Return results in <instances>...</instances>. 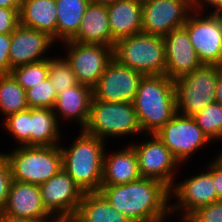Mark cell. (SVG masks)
I'll use <instances>...</instances> for the list:
<instances>
[{
	"instance_id": "cell-1",
	"label": "cell",
	"mask_w": 222,
	"mask_h": 222,
	"mask_svg": "<svg viewBox=\"0 0 222 222\" xmlns=\"http://www.w3.org/2000/svg\"><path fill=\"white\" fill-rule=\"evenodd\" d=\"M99 192L132 222H156L172 216L170 188L152 178L140 177L123 185H101Z\"/></svg>"
},
{
	"instance_id": "cell-2",
	"label": "cell",
	"mask_w": 222,
	"mask_h": 222,
	"mask_svg": "<svg viewBox=\"0 0 222 222\" xmlns=\"http://www.w3.org/2000/svg\"><path fill=\"white\" fill-rule=\"evenodd\" d=\"M143 134H155L177 113L175 82L166 75H147L133 101Z\"/></svg>"
},
{
	"instance_id": "cell-3",
	"label": "cell",
	"mask_w": 222,
	"mask_h": 222,
	"mask_svg": "<svg viewBox=\"0 0 222 222\" xmlns=\"http://www.w3.org/2000/svg\"><path fill=\"white\" fill-rule=\"evenodd\" d=\"M73 141L68 148L60 145L63 169L84 193L99 192L106 142L83 130Z\"/></svg>"
},
{
	"instance_id": "cell-4",
	"label": "cell",
	"mask_w": 222,
	"mask_h": 222,
	"mask_svg": "<svg viewBox=\"0 0 222 222\" xmlns=\"http://www.w3.org/2000/svg\"><path fill=\"white\" fill-rule=\"evenodd\" d=\"M3 154L15 181L41 185L63 169L60 145H17L11 152Z\"/></svg>"
},
{
	"instance_id": "cell-5",
	"label": "cell",
	"mask_w": 222,
	"mask_h": 222,
	"mask_svg": "<svg viewBox=\"0 0 222 222\" xmlns=\"http://www.w3.org/2000/svg\"><path fill=\"white\" fill-rule=\"evenodd\" d=\"M113 58L144 76L165 75L163 36L139 33L115 42Z\"/></svg>"
},
{
	"instance_id": "cell-6",
	"label": "cell",
	"mask_w": 222,
	"mask_h": 222,
	"mask_svg": "<svg viewBox=\"0 0 222 222\" xmlns=\"http://www.w3.org/2000/svg\"><path fill=\"white\" fill-rule=\"evenodd\" d=\"M83 131L105 141L142 133L132 102H105L92 99L89 119Z\"/></svg>"
},
{
	"instance_id": "cell-7",
	"label": "cell",
	"mask_w": 222,
	"mask_h": 222,
	"mask_svg": "<svg viewBox=\"0 0 222 222\" xmlns=\"http://www.w3.org/2000/svg\"><path fill=\"white\" fill-rule=\"evenodd\" d=\"M222 66L202 64L178 77L175 82L177 113L193 117L215 102L216 86Z\"/></svg>"
},
{
	"instance_id": "cell-8",
	"label": "cell",
	"mask_w": 222,
	"mask_h": 222,
	"mask_svg": "<svg viewBox=\"0 0 222 222\" xmlns=\"http://www.w3.org/2000/svg\"><path fill=\"white\" fill-rule=\"evenodd\" d=\"M203 15L193 11L184 27L199 61L205 65L222 66V14Z\"/></svg>"
},
{
	"instance_id": "cell-9",
	"label": "cell",
	"mask_w": 222,
	"mask_h": 222,
	"mask_svg": "<svg viewBox=\"0 0 222 222\" xmlns=\"http://www.w3.org/2000/svg\"><path fill=\"white\" fill-rule=\"evenodd\" d=\"M155 135L171 151L180 163H187L190 157L206 144L212 143L190 116L176 113Z\"/></svg>"
},
{
	"instance_id": "cell-10",
	"label": "cell",
	"mask_w": 222,
	"mask_h": 222,
	"mask_svg": "<svg viewBox=\"0 0 222 222\" xmlns=\"http://www.w3.org/2000/svg\"><path fill=\"white\" fill-rule=\"evenodd\" d=\"M143 135L142 142L130 143L137 154L141 177L161 181L171 189L180 163L155 134Z\"/></svg>"
},
{
	"instance_id": "cell-11",
	"label": "cell",
	"mask_w": 222,
	"mask_h": 222,
	"mask_svg": "<svg viewBox=\"0 0 222 222\" xmlns=\"http://www.w3.org/2000/svg\"><path fill=\"white\" fill-rule=\"evenodd\" d=\"M67 47L64 56L78 83L94 88L109 62L113 47L104 44H83L71 40L62 42Z\"/></svg>"
},
{
	"instance_id": "cell-12",
	"label": "cell",
	"mask_w": 222,
	"mask_h": 222,
	"mask_svg": "<svg viewBox=\"0 0 222 222\" xmlns=\"http://www.w3.org/2000/svg\"><path fill=\"white\" fill-rule=\"evenodd\" d=\"M209 162L210 164H207L209 170L206 169V172L174 183L170 195L171 198L175 196L178 201L171 204V215L181 213L180 217H189L200 207L219 200L213 185V160Z\"/></svg>"
},
{
	"instance_id": "cell-13",
	"label": "cell",
	"mask_w": 222,
	"mask_h": 222,
	"mask_svg": "<svg viewBox=\"0 0 222 222\" xmlns=\"http://www.w3.org/2000/svg\"><path fill=\"white\" fill-rule=\"evenodd\" d=\"M40 192L43 206L58 222H69L75 216L84 195L64 169L41 184Z\"/></svg>"
},
{
	"instance_id": "cell-14",
	"label": "cell",
	"mask_w": 222,
	"mask_h": 222,
	"mask_svg": "<svg viewBox=\"0 0 222 222\" xmlns=\"http://www.w3.org/2000/svg\"><path fill=\"white\" fill-rule=\"evenodd\" d=\"M192 12L191 0H143L142 32L165 36L184 26Z\"/></svg>"
},
{
	"instance_id": "cell-15",
	"label": "cell",
	"mask_w": 222,
	"mask_h": 222,
	"mask_svg": "<svg viewBox=\"0 0 222 222\" xmlns=\"http://www.w3.org/2000/svg\"><path fill=\"white\" fill-rule=\"evenodd\" d=\"M143 76L113 58L93 88V99L133 103Z\"/></svg>"
},
{
	"instance_id": "cell-16",
	"label": "cell",
	"mask_w": 222,
	"mask_h": 222,
	"mask_svg": "<svg viewBox=\"0 0 222 222\" xmlns=\"http://www.w3.org/2000/svg\"><path fill=\"white\" fill-rule=\"evenodd\" d=\"M54 43L56 42L48 33L19 24L11 33L9 51L11 69L48 59L49 57L44 55Z\"/></svg>"
},
{
	"instance_id": "cell-17",
	"label": "cell",
	"mask_w": 222,
	"mask_h": 222,
	"mask_svg": "<svg viewBox=\"0 0 222 222\" xmlns=\"http://www.w3.org/2000/svg\"><path fill=\"white\" fill-rule=\"evenodd\" d=\"M163 40L166 60L165 75L170 79L176 80L202 65L184 26L173 29L163 36Z\"/></svg>"
},
{
	"instance_id": "cell-18",
	"label": "cell",
	"mask_w": 222,
	"mask_h": 222,
	"mask_svg": "<svg viewBox=\"0 0 222 222\" xmlns=\"http://www.w3.org/2000/svg\"><path fill=\"white\" fill-rule=\"evenodd\" d=\"M2 212L40 222H58L43 206L40 185L15 180L11 184Z\"/></svg>"
},
{
	"instance_id": "cell-19",
	"label": "cell",
	"mask_w": 222,
	"mask_h": 222,
	"mask_svg": "<svg viewBox=\"0 0 222 222\" xmlns=\"http://www.w3.org/2000/svg\"><path fill=\"white\" fill-rule=\"evenodd\" d=\"M92 99L93 89L78 83L57 94L53 111L58 121L62 118L70 122L74 120L83 130L89 119Z\"/></svg>"
},
{
	"instance_id": "cell-20",
	"label": "cell",
	"mask_w": 222,
	"mask_h": 222,
	"mask_svg": "<svg viewBox=\"0 0 222 222\" xmlns=\"http://www.w3.org/2000/svg\"><path fill=\"white\" fill-rule=\"evenodd\" d=\"M70 40L83 44H104L114 48L116 41L111 36L107 6L91 1L77 33Z\"/></svg>"
},
{
	"instance_id": "cell-21",
	"label": "cell",
	"mask_w": 222,
	"mask_h": 222,
	"mask_svg": "<svg viewBox=\"0 0 222 222\" xmlns=\"http://www.w3.org/2000/svg\"><path fill=\"white\" fill-rule=\"evenodd\" d=\"M128 145L127 148L125 146L118 151H112L109 155L107 150L105 151L101 185H123L141 177L137 154L134 148Z\"/></svg>"
},
{
	"instance_id": "cell-22",
	"label": "cell",
	"mask_w": 222,
	"mask_h": 222,
	"mask_svg": "<svg viewBox=\"0 0 222 222\" xmlns=\"http://www.w3.org/2000/svg\"><path fill=\"white\" fill-rule=\"evenodd\" d=\"M108 21L112 38L142 33V0H119L107 5Z\"/></svg>"
},
{
	"instance_id": "cell-23",
	"label": "cell",
	"mask_w": 222,
	"mask_h": 222,
	"mask_svg": "<svg viewBox=\"0 0 222 222\" xmlns=\"http://www.w3.org/2000/svg\"><path fill=\"white\" fill-rule=\"evenodd\" d=\"M19 24L48 33L56 41L57 8L55 0H22Z\"/></svg>"
},
{
	"instance_id": "cell-24",
	"label": "cell",
	"mask_w": 222,
	"mask_h": 222,
	"mask_svg": "<svg viewBox=\"0 0 222 222\" xmlns=\"http://www.w3.org/2000/svg\"><path fill=\"white\" fill-rule=\"evenodd\" d=\"M69 222H132L114 209L100 192L84 193Z\"/></svg>"
},
{
	"instance_id": "cell-25",
	"label": "cell",
	"mask_w": 222,
	"mask_h": 222,
	"mask_svg": "<svg viewBox=\"0 0 222 222\" xmlns=\"http://www.w3.org/2000/svg\"><path fill=\"white\" fill-rule=\"evenodd\" d=\"M59 123L53 109L30 108L31 146L60 145Z\"/></svg>"
},
{
	"instance_id": "cell-26",
	"label": "cell",
	"mask_w": 222,
	"mask_h": 222,
	"mask_svg": "<svg viewBox=\"0 0 222 222\" xmlns=\"http://www.w3.org/2000/svg\"><path fill=\"white\" fill-rule=\"evenodd\" d=\"M57 8L56 42L70 40L78 31L91 0H55Z\"/></svg>"
},
{
	"instance_id": "cell-27",
	"label": "cell",
	"mask_w": 222,
	"mask_h": 222,
	"mask_svg": "<svg viewBox=\"0 0 222 222\" xmlns=\"http://www.w3.org/2000/svg\"><path fill=\"white\" fill-rule=\"evenodd\" d=\"M27 109L26 90L11 74L0 75V113L6 118Z\"/></svg>"
},
{
	"instance_id": "cell-28",
	"label": "cell",
	"mask_w": 222,
	"mask_h": 222,
	"mask_svg": "<svg viewBox=\"0 0 222 222\" xmlns=\"http://www.w3.org/2000/svg\"><path fill=\"white\" fill-rule=\"evenodd\" d=\"M48 79L50 80L56 94L66 88L78 84L75 73L71 70L68 60L62 57L48 58Z\"/></svg>"
},
{
	"instance_id": "cell-29",
	"label": "cell",
	"mask_w": 222,
	"mask_h": 222,
	"mask_svg": "<svg viewBox=\"0 0 222 222\" xmlns=\"http://www.w3.org/2000/svg\"><path fill=\"white\" fill-rule=\"evenodd\" d=\"M210 141L222 140V105L214 102L193 116Z\"/></svg>"
},
{
	"instance_id": "cell-30",
	"label": "cell",
	"mask_w": 222,
	"mask_h": 222,
	"mask_svg": "<svg viewBox=\"0 0 222 222\" xmlns=\"http://www.w3.org/2000/svg\"><path fill=\"white\" fill-rule=\"evenodd\" d=\"M10 74L27 90L48 78V59L15 67Z\"/></svg>"
},
{
	"instance_id": "cell-31",
	"label": "cell",
	"mask_w": 222,
	"mask_h": 222,
	"mask_svg": "<svg viewBox=\"0 0 222 222\" xmlns=\"http://www.w3.org/2000/svg\"><path fill=\"white\" fill-rule=\"evenodd\" d=\"M3 127L19 146H31L30 108L3 119Z\"/></svg>"
},
{
	"instance_id": "cell-32",
	"label": "cell",
	"mask_w": 222,
	"mask_h": 222,
	"mask_svg": "<svg viewBox=\"0 0 222 222\" xmlns=\"http://www.w3.org/2000/svg\"><path fill=\"white\" fill-rule=\"evenodd\" d=\"M28 108L53 109L57 94L50 80L47 78L41 83L26 90Z\"/></svg>"
},
{
	"instance_id": "cell-33",
	"label": "cell",
	"mask_w": 222,
	"mask_h": 222,
	"mask_svg": "<svg viewBox=\"0 0 222 222\" xmlns=\"http://www.w3.org/2000/svg\"><path fill=\"white\" fill-rule=\"evenodd\" d=\"M189 218L192 222H222V200L200 207Z\"/></svg>"
},
{
	"instance_id": "cell-34",
	"label": "cell",
	"mask_w": 222,
	"mask_h": 222,
	"mask_svg": "<svg viewBox=\"0 0 222 222\" xmlns=\"http://www.w3.org/2000/svg\"><path fill=\"white\" fill-rule=\"evenodd\" d=\"M13 182L11 169L3 152H0V213L3 211Z\"/></svg>"
},
{
	"instance_id": "cell-35",
	"label": "cell",
	"mask_w": 222,
	"mask_h": 222,
	"mask_svg": "<svg viewBox=\"0 0 222 222\" xmlns=\"http://www.w3.org/2000/svg\"><path fill=\"white\" fill-rule=\"evenodd\" d=\"M20 8L0 7V34H11L19 25Z\"/></svg>"
},
{
	"instance_id": "cell-36",
	"label": "cell",
	"mask_w": 222,
	"mask_h": 222,
	"mask_svg": "<svg viewBox=\"0 0 222 222\" xmlns=\"http://www.w3.org/2000/svg\"><path fill=\"white\" fill-rule=\"evenodd\" d=\"M11 34H0V75L11 73L10 51Z\"/></svg>"
},
{
	"instance_id": "cell-37",
	"label": "cell",
	"mask_w": 222,
	"mask_h": 222,
	"mask_svg": "<svg viewBox=\"0 0 222 222\" xmlns=\"http://www.w3.org/2000/svg\"><path fill=\"white\" fill-rule=\"evenodd\" d=\"M191 4L195 12L204 13V9L206 10L209 5L207 8H213L211 12L209 10V13L222 14V0H191Z\"/></svg>"
},
{
	"instance_id": "cell-38",
	"label": "cell",
	"mask_w": 222,
	"mask_h": 222,
	"mask_svg": "<svg viewBox=\"0 0 222 222\" xmlns=\"http://www.w3.org/2000/svg\"><path fill=\"white\" fill-rule=\"evenodd\" d=\"M213 185L217 192V198L222 200V154L213 159Z\"/></svg>"
},
{
	"instance_id": "cell-39",
	"label": "cell",
	"mask_w": 222,
	"mask_h": 222,
	"mask_svg": "<svg viewBox=\"0 0 222 222\" xmlns=\"http://www.w3.org/2000/svg\"><path fill=\"white\" fill-rule=\"evenodd\" d=\"M0 222H40L28 218L14 217L3 212L0 213Z\"/></svg>"
},
{
	"instance_id": "cell-40",
	"label": "cell",
	"mask_w": 222,
	"mask_h": 222,
	"mask_svg": "<svg viewBox=\"0 0 222 222\" xmlns=\"http://www.w3.org/2000/svg\"><path fill=\"white\" fill-rule=\"evenodd\" d=\"M215 94H216L215 102L220 103L222 105V69L219 71L218 74Z\"/></svg>"
},
{
	"instance_id": "cell-41",
	"label": "cell",
	"mask_w": 222,
	"mask_h": 222,
	"mask_svg": "<svg viewBox=\"0 0 222 222\" xmlns=\"http://www.w3.org/2000/svg\"><path fill=\"white\" fill-rule=\"evenodd\" d=\"M22 0H0V7L20 8Z\"/></svg>"
},
{
	"instance_id": "cell-42",
	"label": "cell",
	"mask_w": 222,
	"mask_h": 222,
	"mask_svg": "<svg viewBox=\"0 0 222 222\" xmlns=\"http://www.w3.org/2000/svg\"><path fill=\"white\" fill-rule=\"evenodd\" d=\"M91 1L107 6V5L117 2L119 0H91Z\"/></svg>"
},
{
	"instance_id": "cell-43",
	"label": "cell",
	"mask_w": 222,
	"mask_h": 222,
	"mask_svg": "<svg viewBox=\"0 0 222 222\" xmlns=\"http://www.w3.org/2000/svg\"><path fill=\"white\" fill-rule=\"evenodd\" d=\"M166 218H168V217L161 218L156 222H165ZM181 220H182V222H192L189 217H181Z\"/></svg>"
}]
</instances>
